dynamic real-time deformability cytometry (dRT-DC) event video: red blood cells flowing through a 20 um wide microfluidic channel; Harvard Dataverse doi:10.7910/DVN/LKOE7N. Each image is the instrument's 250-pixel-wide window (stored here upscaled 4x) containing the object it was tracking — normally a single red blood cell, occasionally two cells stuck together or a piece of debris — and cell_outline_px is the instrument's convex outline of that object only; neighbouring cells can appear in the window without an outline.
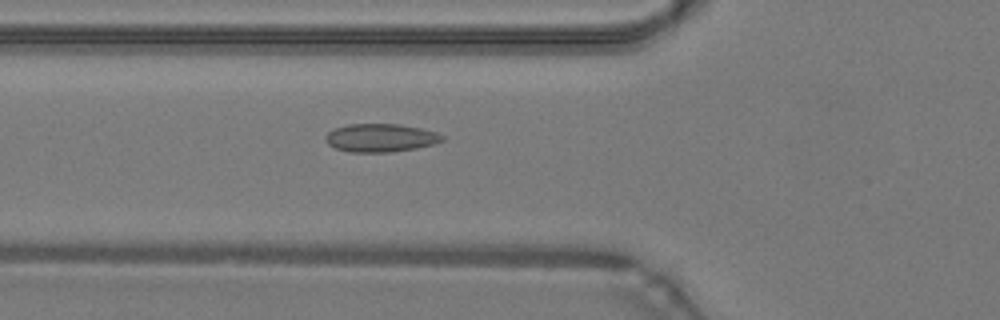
{"species": "common noctule bat (a hibernating species)", "species_latin": "Nyctalus noctula", "temperature_condition": "warm", "stored_images_in_passage": 43, "camera_frame_rate_fps": 3000, "um_per_image_px": 0.085, "animal": {"sex": "male", "body_mass_g": 19.2, "forearm_length_mm": 51.8}, "frame": {"image": 1, "passage_image": 13, "time_ms": 4.0, "image_size_px": [1000, 320], "cell_outline_px": [[444, 140], [432, 144], [416, 148], [392, 152], [348, 152], [336, 148], [328, 144], [324, 140], [324, 136], [328, 132], [336, 128], [348, 124], [400, 124], [420, 128], [436, 132], [444, 136]], "centroid_in_image_um": [32.33, 11.72], "position_along_channel_um": 93.5, "area_um2": 19.19}}
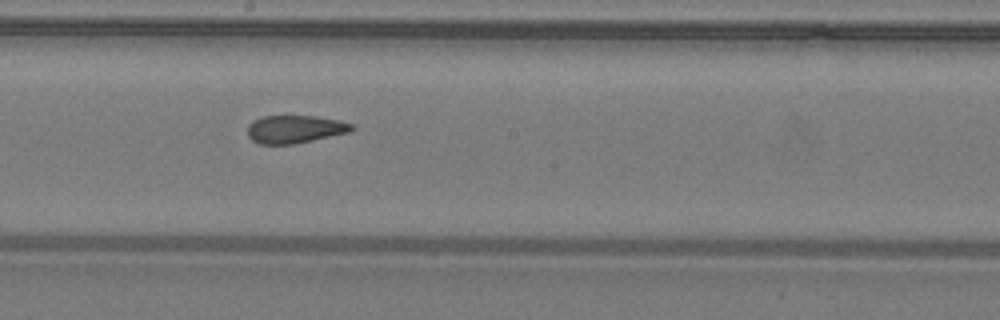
{"frame": {"image": 2, "passage_image": 22, "time_ms": 7.0, "image_size_px": [1000, 320], "cell_outline_px": [[356, 128], [348, 132], [312, 140], [292, 144], [260, 144], [252, 140], [248, 136], [248, 124], [252, 120], [264, 116], [316, 116], [340, 120], [356, 124]], "centroid_in_image_um": [25.08, 10.97], "position_along_channel_um": 223.1, "area_um2": 16.99}}
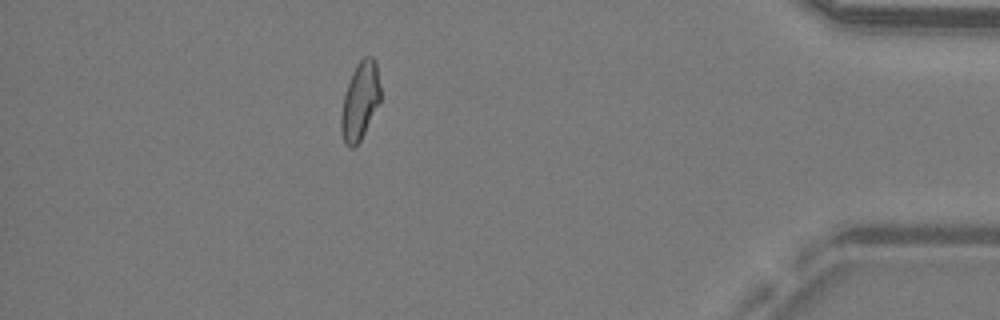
{"frame": {"image": 3, "passage_image": 38, "time_ms": 12.333, "image_size_px": [1000, 320], "cell_outline_px": [[380, 100], [356, 148], [348, 148], [344, 140], [340, 128], [340, 116], [344, 96], [352, 72], [356, 64], [364, 56], [372, 56], [376, 60], [380, 84]], "centroid_in_image_um": [30.59, 8.56], "position_along_channel_um": 404.6, "area_um2": 17.74}, "authors_computed_cell_mechanics": {"area_um2": 18.0336, "velocity_mm_per_s": 4.3067, "shape_relaxation_time_tau1_ms": null, "shape_relaxation_time_tau2_ms": 2.0734, "deformation_change_tau1": null, "deformation_change_tau2": 0.0735}}